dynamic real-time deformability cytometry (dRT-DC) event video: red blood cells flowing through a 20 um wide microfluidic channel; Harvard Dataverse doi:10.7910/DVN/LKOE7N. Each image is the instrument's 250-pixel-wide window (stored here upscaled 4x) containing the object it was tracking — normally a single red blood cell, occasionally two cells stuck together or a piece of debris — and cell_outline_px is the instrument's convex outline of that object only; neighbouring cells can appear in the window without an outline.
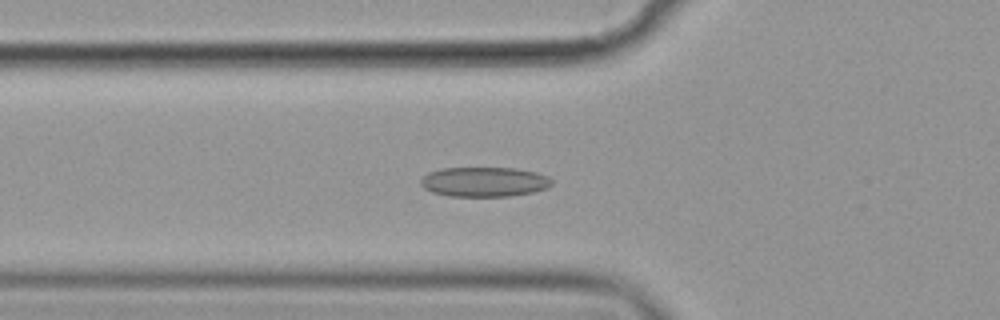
{"species": "common noctule bat (a hibernating species)", "species_latin": "Nyctalus noctula", "temperature_condition": "cold", "stored_images_in_passage": 57, "camera_frame_rate_fps": 3000, "um_per_image_px": 0.085, "animal": {"sex": "female", "body_mass_g": 19.9}, "frame": {"image": 1, "passage_image": 21, "time_ms": 6.667, "image_size_px": [1000, 320], "cell_outline_px": [[552, 184], [548, 188], [532, 192], [508, 196], [452, 196], [432, 192], [424, 188], [420, 184], [420, 180], [428, 172], [440, 168], [516, 168], [536, 172], [548, 176], [552, 180]], "centroid_in_image_um": [41.16, 15.45], "position_along_channel_um": 84.6, "area_um2": 22.72}}
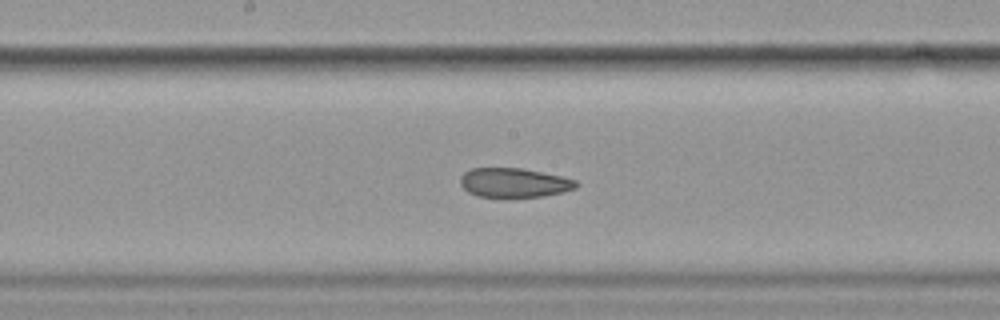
{"frame": {"image": 2, "passage_image": 31, "time_ms": 10.0, "image_size_px": [1000, 320], "cell_outline_px": [[580, 184], [576, 188], [564, 192], [544, 196], [480, 196], [468, 192], [460, 184], [460, 176], [464, 172], [472, 168], [524, 168], [560, 176], [576, 180]], "centroid_in_image_um": [43.72, 15.51], "position_along_channel_um": 204.5, "area_um2": 19.65}}
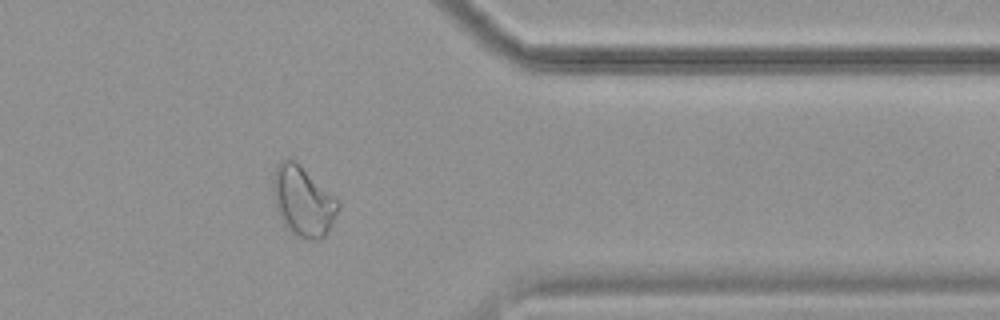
{"frame": {"image": 3, "passage_image": 47, "time_ms": 15.333, "image_size_px": [1000, 320], "cell_outline_px": [[340, 204], [324, 236], [320, 240], [308, 240], [292, 232], [284, 224], [276, 208], [272, 192], [272, 180], [276, 164], [280, 160], [292, 156]], "centroid_in_image_um": [25.68, 17.04], "position_along_channel_um": 385.7, "area_um2": 26.07}, "authors_computed_cell_mechanics": {"area_um2": 22.542, "velocity_mm_per_s": 3.5869, "shape_relaxation_time_tau1_ms": null, "shape_relaxation_time_tau2_ms": 4.6625, "deformation_change_tau1": null, "deformation_change_tau2": 0.1091}}